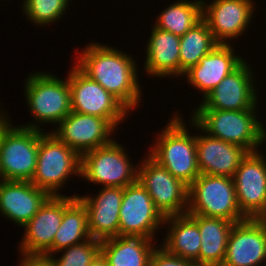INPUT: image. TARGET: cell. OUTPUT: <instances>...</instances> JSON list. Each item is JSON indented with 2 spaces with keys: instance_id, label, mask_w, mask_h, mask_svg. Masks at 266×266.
Returning a JSON list of instances; mask_svg holds the SVG:
<instances>
[{
  "instance_id": "cell-20",
  "label": "cell",
  "mask_w": 266,
  "mask_h": 266,
  "mask_svg": "<svg viewBox=\"0 0 266 266\" xmlns=\"http://www.w3.org/2000/svg\"><path fill=\"white\" fill-rule=\"evenodd\" d=\"M50 195L30 181L0 180V212L23 227Z\"/></svg>"
},
{
  "instance_id": "cell-4",
  "label": "cell",
  "mask_w": 266,
  "mask_h": 266,
  "mask_svg": "<svg viewBox=\"0 0 266 266\" xmlns=\"http://www.w3.org/2000/svg\"><path fill=\"white\" fill-rule=\"evenodd\" d=\"M25 81L26 104L35 117L32 122L37 120L35 124L31 122L23 127L43 130L40 124L58 125L72 112L68 78L62 80L51 73L35 72L30 73Z\"/></svg>"
},
{
  "instance_id": "cell-14",
  "label": "cell",
  "mask_w": 266,
  "mask_h": 266,
  "mask_svg": "<svg viewBox=\"0 0 266 266\" xmlns=\"http://www.w3.org/2000/svg\"><path fill=\"white\" fill-rule=\"evenodd\" d=\"M52 132L80 156L110 143L115 129L105 118L72 111Z\"/></svg>"
},
{
  "instance_id": "cell-10",
  "label": "cell",
  "mask_w": 266,
  "mask_h": 266,
  "mask_svg": "<svg viewBox=\"0 0 266 266\" xmlns=\"http://www.w3.org/2000/svg\"><path fill=\"white\" fill-rule=\"evenodd\" d=\"M67 76L72 111L105 118L115 129L129 115L130 111L116 97L85 75L76 65Z\"/></svg>"
},
{
  "instance_id": "cell-35",
  "label": "cell",
  "mask_w": 266,
  "mask_h": 266,
  "mask_svg": "<svg viewBox=\"0 0 266 266\" xmlns=\"http://www.w3.org/2000/svg\"><path fill=\"white\" fill-rule=\"evenodd\" d=\"M266 227V211L258 218Z\"/></svg>"
},
{
  "instance_id": "cell-22",
  "label": "cell",
  "mask_w": 266,
  "mask_h": 266,
  "mask_svg": "<svg viewBox=\"0 0 266 266\" xmlns=\"http://www.w3.org/2000/svg\"><path fill=\"white\" fill-rule=\"evenodd\" d=\"M144 69L155 77H180V37L153 26Z\"/></svg>"
},
{
  "instance_id": "cell-12",
  "label": "cell",
  "mask_w": 266,
  "mask_h": 266,
  "mask_svg": "<svg viewBox=\"0 0 266 266\" xmlns=\"http://www.w3.org/2000/svg\"><path fill=\"white\" fill-rule=\"evenodd\" d=\"M266 157L249 152L240 162L233 181L237 202L246 218L258 219L266 211Z\"/></svg>"
},
{
  "instance_id": "cell-7",
  "label": "cell",
  "mask_w": 266,
  "mask_h": 266,
  "mask_svg": "<svg viewBox=\"0 0 266 266\" xmlns=\"http://www.w3.org/2000/svg\"><path fill=\"white\" fill-rule=\"evenodd\" d=\"M126 149L112 140L81 155L80 176L103 187H121L137 181L138 167L131 164Z\"/></svg>"
},
{
  "instance_id": "cell-16",
  "label": "cell",
  "mask_w": 266,
  "mask_h": 266,
  "mask_svg": "<svg viewBox=\"0 0 266 266\" xmlns=\"http://www.w3.org/2000/svg\"><path fill=\"white\" fill-rule=\"evenodd\" d=\"M266 258V227L259 219L235 223L222 266H259Z\"/></svg>"
},
{
  "instance_id": "cell-15",
  "label": "cell",
  "mask_w": 266,
  "mask_h": 266,
  "mask_svg": "<svg viewBox=\"0 0 266 266\" xmlns=\"http://www.w3.org/2000/svg\"><path fill=\"white\" fill-rule=\"evenodd\" d=\"M255 5L252 0H214L210 4L202 0V19L219 44H228V39L245 33Z\"/></svg>"
},
{
  "instance_id": "cell-2",
  "label": "cell",
  "mask_w": 266,
  "mask_h": 266,
  "mask_svg": "<svg viewBox=\"0 0 266 266\" xmlns=\"http://www.w3.org/2000/svg\"><path fill=\"white\" fill-rule=\"evenodd\" d=\"M255 115L256 109H196L191 118L208 135L243 147L249 153L258 151L266 141V129Z\"/></svg>"
},
{
  "instance_id": "cell-11",
  "label": "cell",
  "mask_w": 266,
  "mask_h": 266,
  "mask_svg": "<svg viewBox=\"0 0 266 266\" xmlns=\"http://www.w3.org/2000/svg\"><path fill=\"white\" fill-rule=\"evenodd\" d=\"M163 215L154 206L147 190L138 182L123 188L119 211V236H142L154 239L164 224Z\"/></svg>"
},
{
  "instance_id": "cell-6",
  "label": "cell",
  "mask_w": 266,
  "mask_h": 266,
  "mask_svg": "<svg viewBox=\"0 0 266 266\" xmlns=\"http://www.w3.org/2000/svg\"><path fill=\"white\" fill-rule=\"evenodd\" d=\"M81 156L52 132L39 139L36 170L30 181L50 196H62L58 191L71 175L80 177Z\"/></svg>"
},
{
  "instance_id": "cell-13",
  "label": "cell",
  "mask_w": 266,
  "mask_h": 266,
  "mask_svg": "<svg viewBox=\"0 0 266 266\" xmlns=\"http://www.w3.org/2000/svg\"><path fill=\"white\" fill-rule=\"evenodd\" d=\"M250 65L244 60L210 91L196 109L247 110L257 109L258 96Z\"/></svg>"
},
{
  "instance_id": "cell-32",
  "label": "cell",
  "mask_w": 266,
  "mask_h": 266,
  "mask_svg": "<svg viewBox=\"0 0 266 266\" xmlns=\"http://www.w3.org/2000/svg\"><path fill=\"white\" fill-rule=\"evenodd\" d=\"M20 255L23 257L20 260L19 266H56L49 255L25 253H21Z\"/></svg>"
},
{
  "instance_id": "cell-18",
  "label": "cell",
  "mask_w": 266,
  "mask_h": 266,
  "mask_svg": "<svg viewBox=\"0 0 266 266\" xmlns=\"http://www.w3.org/2000/svg\"><path fill=\"white\" fill-rule=\"evenodd\" d=\"M191 122L196 130L203 132V135L196 136L197 163L200 173L233 177L248 152L243 147L208 135L192 119Z\"/></svg>"
},
{
  "instance_id": "cell-27",
  "label": "cell",
  "mask_w": 266,
  "mask_h": 266,
  "mask_svg": "<svg viewBox=\"0 0 266 266\" xmlns=\"http://www.w3.org/2000/svg\"><path fill=\"white\" fill-rule=\"evenodd\" d=\"M201 20L202 0H178L157 16L153 26L181 37Z\"/></svg>"
},
{
  "instance_id": "cell-3",
  "label": "cell",
  "mask_w": 266,
  "mask_h": 266,
  "mask_svg": "<svg viewBox=\"0 0 266 266\" xmlns=\"http://www.w3.org/2000/svg\"><path fill=\"white\" fill-rule=\"evenodd\" d=\"M172 117L147 154L189 187L201 174L197 163L196 135L188 133L180 115Z\"/></svg>"
},
{
  "instance_id": "cell-26",
  "label": "cell",
  "mask_w": 266,
  "mask_h": 266,
  "mask_svg": "<svg viewBox=\"0 0 266 266\" xmlns=\"http://www.w3.org/2000/svg\"><path fill=\"white\" fill-rule=\"evenodd\" d=\"M77 196L63 195V219L53 240V254L91 238L87 209Z\"/></svg>"
},
{
  "instance_id": "cell-31",
  "label": "cell",
  "mask_w": 266,
  "mask_h": 266,
  "mask_svg": "<svg viewBox=\"0 0 266 266\" xmlns=\"http://www.w3.org/2000/svg\"><path fill=\"white\" fill-rule=\"evenodd\" d=\"M148 266H198L194 261L170 254L163 247L154 249Z\"/></svg>"
},
{
  "instance_id": "cell-25",
  "label": "cell",
  "mask_w": 266,
  "mask_h": 266,
  "mask_svg": "<svg viewBox=\"0 0 266 266\" xmlns=\"http://www.w3.org/2000/svg\"><path fill=\"white\" fill-rule=\"evenodd\" d=\"M165 224L170 229L160 246L170 254L194 261L199 266L201 236L198 224L187 213L165 217Z\"/></svg>"
},
{
  "instance_id": "cell-34",
  "label": "cell",
  "mask_w": 266,
  "mask_h": 266,
  "mask_svg": "<svg viewBox=\"0 0 266 266\" xmlns=\"http://www.w3.org/2000/svg\"><path fill=\"white\" fill-rule=\"evenodd\" d=\"M89 266H108L105 258L101 253H99L94 260L89 264Z\"/></svg>"
},
{
  "instance_id": "cell-21",
  "label": "cell",
  "mask_w": 266,
  "mask_h": 266,
  "mask_svg": "<svg viewBox=\"0 0 266 266\" xmlns=\"http://www.w3.org/2000/svg\"><path fill=\"white\" fill-rule=\"evenodd\" d=\"M234 53L230 42L218 44L212 51L200 59L184 73L189 84L201 91L205 97L227 75L234 71L244 59Z\"/></svg>"
},
{
  "instance_id": "cell-8",
  "label": "cell",
  "mask_w": 266,
  "mask_h": 266,
  "mask_svg": "<svg viewBox=\"0 0 266 266\" xmlns=\"http://www.w3.org/2000/svg\"><path fill=\"white\" fill-rule=\"evenodd\" d=\"M43 131L12 124L7 128L0 142L2 180H32L36 170L39 139L45 133Z\"/></svg>"
},
{
  "instance_id": "cell-19",
  "label": "cell",
  "mask_w": 266,
  "mask_h": 266,
  "mask_svg": "<svg viewBox=\"0 0 266 266\" xmlns=\"http://www.w3.org/2000/svg\"><path fill=\"white\" fill-rule=\"evenodd\" d=\"M77 197L87 209L91 238L102 241L119 236V211L123 188L103 187L96 196Z\"/></svg>"
},
{
  "instance_id": "cell-23",
  "label": "cell",
  "mask_w": 266,
  "mask_h": 266,
  "mask_svg": "<svg viewBox=\"0 0 266 266\" xmlns=\"http://www.w3.org/2000/svg\"><path fill=\"white\" fill-rule=\"evenodd\" d=\"M201 236L199 266H222L230 232L235 224L222 218L189 215Z\"/></svg>"
},
{
  "instance_id": "cell-24",
  "label": "cell",
  "mask_w": 266,
  "mask_h": 266,
  "mask_svg": "<svg viewBox=\"0 0 266 266\" xmlns=\"http://www.w3.org/2000/svg\"><path fill=\"white\" fill-rule=\"evenodd\" d=\"M153 239L116 236L101 241L100 253L108 266H148L156 248Z\"/></svg>"
},
{
  "instance_id": "cell-17",
  "label": "cell",
  "mask_w": 266,
  "mask_h": 266,
  "mask_svg": "<svg viewBox=\"0 0 266 266\" xmlns=\"http://www.w3.org/2000/svg\"><path fill=\"white\" fill-rule=\"evenodd\" d=\"M63 219V195L50 196L23 226L20 253L53 255V240Z\"/></svg>"
},
{
  "instance_id": "cell-33",
  "label": "cell",
  "mask_w": 266,
  "mask_h": 266,
  "mask_svg": "<svg viewBox=\"0 0 266 266\" xmlns=\"http://www.w3.org/2000/svg\"><path fill=\"white\" fill-rule=\"evenodd\" d=\"M5 116L6 115L3 114V111H1V108H0V142H1V139H2L4 132L11 125L10 120L7 119L8 117H5Z\"/></svg>"
},
{
  "instance_id": "cell-29",
  "label": "cell",
  "mask_w": 266,
  "mask_h": 266,
  "mask_svg": "<svg viewBox=\"0 0 266 266\" xmlns=\"http://www.w3.org/2000/svg\"><path fill=\"white\" fill-rule=\"evenodd\" d=\"M71 0H23L22 10L36 26L55 23L63 16Z\"/></svg>"
},
{
  "instance_id": "cell-1",
  "label": "cell",
  "mask_w": 266,
  "mask_h": 266,
  "mask_svg": "<svg viewBox=\"0 0 266 266\" xmlns=\"http://www.w3.org/2000/svg\"><path fill=\"white\" fill-rule=\"evenodd\" d=\"M128 55L107 44L89 43L75 65L132 111L139 107L142 92L136 61Z\"/></svg>"
},
{
  "instance_id": "cell-9",
  "label": "cell",
  "mask_w": 266,
  "mask_h": 266,
  "mask_svg": "<svg viewBox=\"0 0 266 266\" xmlns=\"http://www.w3.org/2000/svg\"><path fill=\"white\" fill-rule=\"evenodd\" d=\"M137 166V181L147 190L154 206L164 218L187 213L189 187L186 184L149 154Z\"/></svg>"
},
{
  "instance_id": "cell-5",
  "label": "cell",
  "mask_w": 266,
  "mask_h": 266,
  "mask_svg": "<svg viewBox=\"0 0 266 266\" xmlns=\"http://www.w3.org/2000/svg\"><path fill=\"white\" fill-rule=\"evenodd\" d=\"M188 215L222 218L238 223L241 213L232 177L200 174L189 186Z\"/></svg>"
},
{
  "instance_id": "cell-28",
  "label": "cell",
  "mask_w": 266,
  "mask_h": 266,
  "mask_svg": "<svg viewBox=\"0 0 266 266\" xmlns=\"http://www.w3.org/2000/svg\"><path fill=\"white\" fill-rule=\"evenodd\" d=\"M218 44L203 19L188 30L180 37V76H184L186 71L197 65Z\"/></svg>"
},
{
  "instance_id": "cell-30",
  "label": "cell",
  "mask_w": 266,
  "mask_h": 266,
  "mask_svg": "<svg viewBox=\"0 0 266 266\" xmlns=\"http://www.w3.org/2000/svg\"><path fill=\"white\" fill-rule=\"evenodd\" d=\"M101 241L89 238L79 244L64 248L60 258L51 255L56 266H89L94 258L100 253ZM55 257V258H54Z\"/></svg>"
}]
</instances>
